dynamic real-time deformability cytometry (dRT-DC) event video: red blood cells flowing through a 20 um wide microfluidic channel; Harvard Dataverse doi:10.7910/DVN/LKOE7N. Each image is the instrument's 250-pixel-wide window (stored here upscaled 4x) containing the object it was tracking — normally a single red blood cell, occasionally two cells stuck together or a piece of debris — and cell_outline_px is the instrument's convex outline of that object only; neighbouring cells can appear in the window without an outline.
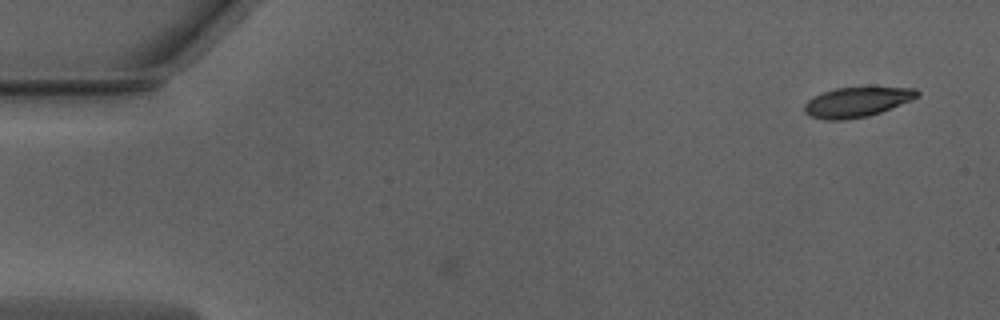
{"species": "Egyptian fruit bat (a non-hibernating species)", "species_latin": "Rousettus aegyptiacus", "temperature_condition": "warm", "stored_images_in_passage": 4, "camera_frame_rate_fps": 3000, "um_per_image_px": 0.085, "animal": {"sex": "male"}, "frame": {"image": 1, "passage_image": 4, "time_ms": 1.0, "image_size_px": [1000, 320], "cell_outline_px": [[920, 96], [912, 100], [880, 112], [868, 116], [844, 120], [824, 120], [812, 116], [804, 112], [804, 104], [808, 100], [824, 92], [836, 88], [916, 88], [920, 92]], "centroid_in_image_um": [72.85, 8.69], "position_along_channel_um": 12.2, "area_um2": 19.36}}